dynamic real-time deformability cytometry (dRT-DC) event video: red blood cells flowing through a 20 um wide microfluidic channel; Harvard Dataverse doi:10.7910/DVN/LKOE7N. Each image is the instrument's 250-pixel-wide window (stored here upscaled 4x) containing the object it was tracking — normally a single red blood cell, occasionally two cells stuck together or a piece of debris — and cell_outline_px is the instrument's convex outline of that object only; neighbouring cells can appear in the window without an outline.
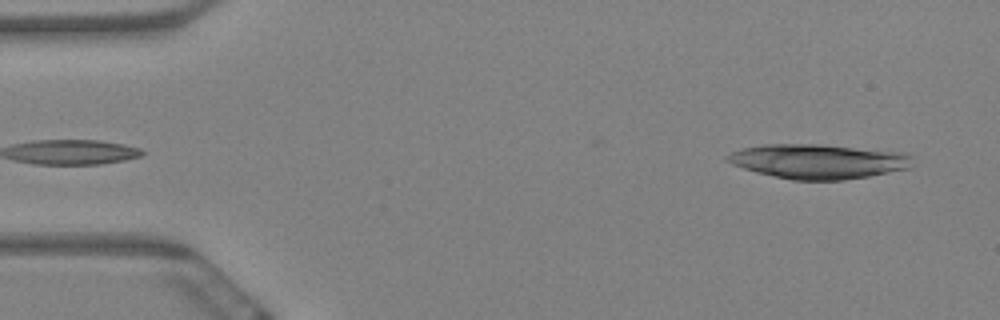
{"species": "Egyptian fruit bat (a non-hibernating species)", "species_latin": "Rousettus aegyptiacus", "temperature_condition": "warm", "stored_images_in_passage": 6, "camera_frame_rate_fps": 3000, "um_per_image_px": 0.085, "animal": {"sex": "female"}, "frame": {"image": 1, "passage_image": 6, "time_ms": 1.667, "image_size_px": [1000, 320], "cell_outline_px": [[916, 164], [912, 168], [868, 176], [844, 180], [792, 180], [756, 172], [732, 164], [724, 156], [740, 148], [764, 144], [820, 144], [904, 152], [912, 156]], "centroid_in_image_um": [69.61, 13.71], "position_along_channel_um": 15.4, "area_um2": 37.63}}